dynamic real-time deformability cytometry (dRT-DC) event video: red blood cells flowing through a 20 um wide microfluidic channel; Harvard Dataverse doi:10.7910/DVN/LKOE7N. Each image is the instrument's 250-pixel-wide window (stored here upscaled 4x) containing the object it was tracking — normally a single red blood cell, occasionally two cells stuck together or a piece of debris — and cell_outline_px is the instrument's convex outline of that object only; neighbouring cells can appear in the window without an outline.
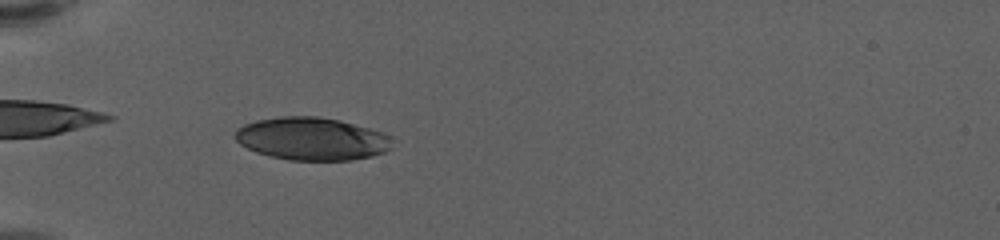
{"species": "human", "species_latin": "Homo sapiens", "temperature_condition": "warm", "stored_images_in_passage": 59, "camera_frame_rate_fps": 3000, "um_per_image_px": 0.085, "donor": {"sex": "female"}, "frame": {"image": 1, "passage_image": 20, "time_ms": 6.333, "image_size_px": [1000, 240], "cell_outline_px": [[392, 148], [384, 152], [372, 156], [352, 160], [288, 160], [256, 152], [240, 144], [236, 140], [236, 132], [244, 124], [256, 120], [280, 116], [316, 116], [340, 120], [368, 128], [392, 136]], "centroid_in_image_um": [26.53, 11.8], "position_along_channel_um": 58.5, "area_um2": 39.07}}
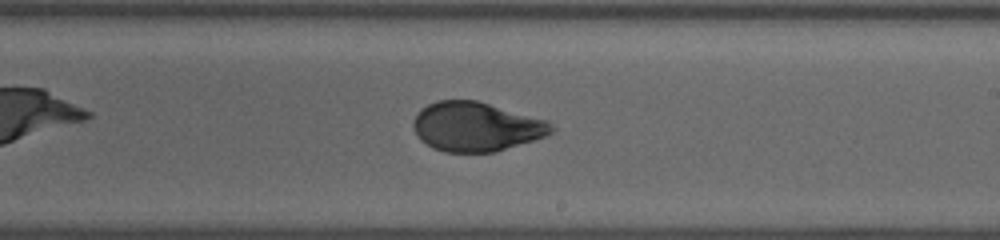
{"frame": {"image": 2, "passage_image": 37, "time_ms": 12.0, "image_size_px": [1000, 240], "cell_outline_px": [[556, 128], [552, 132], [544, 136], [496, 152], [444, 152], [432, 148], [420, 140], [412, 124], [412, 120], [420, 108], [436, 100], [476, 100], [548, 120]], "centroid_in_image_um": [40.45, 10.76], "position_along_channel_um": 248.6, "area_um2": 39.77}}
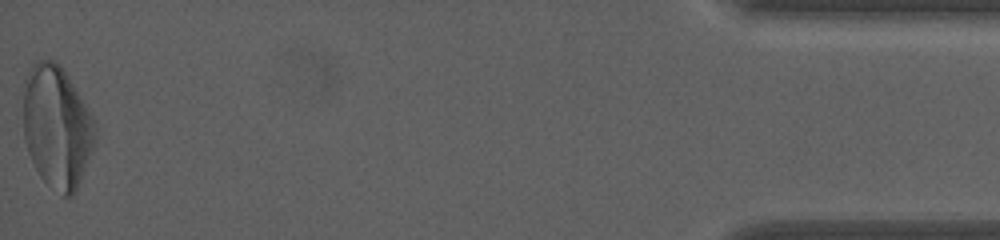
{"frame": {"image": 3, "passage_image": 59, "time_ms": 19.333, "image_size_px": [1000, 240], "cell_outline_px": [[96, 136], [92, 152], [76, 192], [72, 196], [64, 196], [44, 180], [40, 176], [28, 152], [24, 140], [20, 92], [24, 80], [32, 64], [40, 60], [52, 60], [60, 64], [92, 116], [96, 132]], "centroid_in_image_um": [4.78, 10.75], "position_along_channel_um": 430.4, "area_um2": 51.67}, "authors_computed_cell_mechanics": {"area_um2": 40.0554, "velocity_mm_per_s": 3.5961, "shape_relaxation_time_tau1_ms": 4.9523, "shape_relaxation_time_tau2_ms": 0.8985, "deformation_change_tau1": 0.1766, "deformation_change_tau2": 0.0455}}